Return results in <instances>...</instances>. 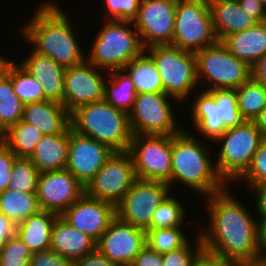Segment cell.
<instances>
[{
  "label": "cell",
  "instance_id": "cell-1",
  "mask_svg": "<svg viewBox=\"0 0 266 266\" xmlns=\"http://www.w3.org/2000/svg\"><path fill=\"white\" fill-rule=\"evenodd\" d=\"M230 190L228 186L205 197L209 222L198 232L204 252L229 263L262 260L259 219L253 218Z\"/></svg>",
  "mask_w": 266,
  "mask_h": 266
},
{
  "label": "cell",
  "instance_id": "cell-2",
  "mask_svg": "<svg viewBox=\"0 0 266 266\" xmlns=\"http://www.w3.org/2000/svg\"><path fill=\"white\" fill-rule=\"evenodd\" d=\"M69 19L57 3L46 2L40 4L30 22L21 25L20 35L34 52L50 57L64 68L78 65L86 60V55Z\"/></svg>",
  "mask_w": 266,
  "mask_h": 266
},
{
  "label": "cell",
  "instance_id": "cell-3",
  "mask_svg": "<svg viewBox=\"0 0 266 266\" xmlns=\"http://www.w3.org/2000/svg\"><path fill=\"white\" fill-rule=\"evenodd\" d=\"M205 144V140L189 134L186 127L172 135L171 190L180 182L182 187L185 185L196 194L207 197L228 187L218 175L212 153Z\"/></svg>",
  "mask_w": 266,
  "mask_h": 266
},
{
  "label": "cell",
  "instance_id": "cell-4",
  "mask_svg": "<svg viewBox=\"0 0 266 266\" xmlns=\"http://www.w3.org/2000/svg\"><path fill=\"white\" fill-rule=\"evenodd\" d=\"M73 131L107 145L114 152H126L132 139L129 116L105 100L82 105L70 114Z\"/></svg>",
  "mask_w": 266,
  "mask_h": 266
},
{
  "label": "cell",
  "instance_id": "cell-5",
  "mask_svg": "<svg viewBox=\"0 0 266 266\" xmlns=\"http://www.w3.org/2000/svg\"><path fill=\"white\" fill-rule=\"evenodd\" d=\"M86 60L104 72L123 69L145 49L133 22L104 20Z\"/></svg>",
  "mask_w": 266,
  "mask_h": 266
},
{
  "label": "cell",
  "instance_id": "cell-6",
  "mask_svg": "<svg viewBox=\"0 0 266 266\" xmlns=\"http://www.w3.org/2000/svg\"><path fill=\"white\" fill-rule=\"evenodd\" d=\"M266 138L254 121H244L237 127L228 128L214 141L219 142L215 166L223 181L235 183L249 168L258 147Z\"/></svg>",
  "mask_w": 266,
  "mask_h": 266
},
{
  "label": "cell",
  "instance_id": "cell-7",
  "mask_svg": "<svg viewBox=\"0 0 266 266\" xmlns=\"http://www.w3.org/2000/svg\"><path fill=\"white\" fill-rule=\"evenodd\" d=\"M145 51L156 64L164 93L177 99L179 104L189 101L198 86L195 53L173 45H155Z\"/></svg>",
  "mask_w": 266,
  "mask_h": 266
},
{
  "label": "cell",
  "instance_id": "cell-8",
  "mask_svg": "<svg viewBox=\"0 0 266 266\" xmlns=\"http://www.w3.org/2000/svg\"><path fill=\"white\" fill-rule=\"evenodd\" d=\"M217 42L209 0H177L172 45L196 53Z\"/></svg>",
  "mask_w": 266,
  "mask_h": 266
},
{
  "label": "cell",
  "instance_id": "cell-9",
  "mask_svg": "<svg viewBox=\"0 0 266 266\" xmlns=\"http://www.w3.org/2000/svg\"><path fill=\"white\" fill-rule=\"evenodd\" d=\"M195 57L198 84L204 83L203 80L210 83V86L206 84V91L236 89L251 78V67L220 41L197 51Z\"/></svg>",
  "mask_w": 266,
  "mask_h": 266
},
{
  "label": "cell",
  "instance_id": "cell-10",
  "mask_svg": "<svg viewBox=\"0 0 266 266\" xmlns=\"http://www.w3.org/2000/svg\"><path fill=\"white\" fill-rule=\"evenodd\" d=\"M127 152L137 179L166 182L171 188L172 136L132 135Z\"/></svg>",
  "mask_w": 266,
  "mask_h": 266
},
{
  "label": "cell",
  "instance_id": "cell-11",
  "mask_svg": "<svg viewBox=\"0 0 266 266\" xmlns=\"http://www.w3.org/2000/svg\"><path fill=\"white\" fill-rule=\"evenodd\" d=\"M171 99L179 102L165 93L137 94L128 113L132 135L172 136L181 132L184 128L178 126Z\"/></svg>",
  "mask_w": 266,
  "mask_h": 266
},
{
  "label": "cell",
  "instance_id": "cell-12",
  "mask_svg": "<svg viewBox=\"0 0 266 266\" xmlns=\"http://www.w3.org/2000/svg\"><path fill=\"white\" fill-rule=\"evenodd\" d=\"M136 180L129 153L114 152L85 186V194L116 207Z\"/></svg>",
  "mask_w": 266,
  "mask_h": 266
},
{
  "label": "cell",
  "instance_id": "cell-13",
  "mask_svg": "<svg viewBox=\"0 0 266 266\" xmlns=\"http://www.w3.org/2000/svg\"><path fill=\"white\" fill-rule=\"evenodd\" d=\"M166 182L137 179L116 206V216L125 223L148 230L153 213L170 194Z\"/></svg>",
  "mask_w": 266,
  "mask_h": 266
},
{
  "label": "cell",
  "instance_id": "cell-14",
  "mask_svg": "<svg viewBox=\"0 0 266 266\" xmlns=\"http://www.w3.org/2000/svg\"><path fill=\"white\" fill-rule=\"evenodd\" d=\"M177 0H141L134 27L144 49L172 45Z\"/></svg>",
  "mask_w": 266,
  "mask_h": 266
},
{
  "label": "cell",
  "instance_id": "cell-15",
  "mask_svg": "<svg viewBox=\"0 0 266 266\" xmlns=\"http://www.w3.org/2000/svg\"><path fill=\"white\" fill-rule=\"evenodd\" d=\"M101 70L87 60L66 68L63 105L70 114L82 105L104 100L108 72L103 75Z\"/></svg>",
  "mask_w": 266,
  "mask_h": 266
},
{
  "label": "cell",
  "instance_id": "cell-16",
  "mask_svg": "<svg viewBox=\"0 0 266 266\" xmlns=\"http://www.w3.org/2000/svg\"><path fill=\"white\" fill-rule=\"evenodd\" d=\"M146 245V231L117 216L96 242V249L116 266H129Z\"/></svg>",
  "mask_w": 266,
  "mask_h": 266
},
{
  "label": "cell",
  "instance_id": "cell-17",
  "mask_svg": "<svg viewBox=\"0 0 266 266\" xmlns=\"http://www.w3.org/2000/svg\"><path fill=\"white\" fill-rule=\"evenodd\" d=\"M85 193V187L65 168L41 172L36 196L41 210L61 215Z\"/></svg>",
  "mask_w": 266,
  "mask_h": 266
},
{
  "label": "cell",
  "instance_id": "cell-18",
  "mask_svg": "<svg viewBox=\"0 0 266 266\" xmlns=\"http://www.w3.org/2000/svg\"><path fill=\"white\" fill-rule=\"evenodd\" d=\"M114 153L107 145L77 134L69 127L66 169L85 187Z\"/></svg>",
  "mask_w": 266,
  "mask_h": 266
},
{
  "label": "cell",
  "instance_id": "cell-19",
  "mask_svg": "<svg viewBox=\"0 0 266 266\" xmlns=\"http://www.w3.org/2000/svg\"><path fill=\"white\" fill-rule=\"evenodd\" d=\"M60 216L97 242L108 229L109 223L116 217V207L84 193Z\"/></svg>",
  "mask_w": 266,
  "mask_h": 266
},
{
  "label": "cell",
  "instance_id": "cell-20",
  "mask_svg": "<svg viewBox=\"0 0 266 266\" xmlns=\"http://www.w3.org/2000/svg\"><path fill=\"white\" fill-rule=\"evenodd\" d=\"M19 63L41 85L47 100L63 104L66 68L50 57L40 55L33 50Z\"/></svg>",
  "mask_w": 266,
  "mask_h": 266
},
{
  "label": "cell",
  "instance_id": "cell-21",
  "mask_svg": "<svg viewBox=\"0 0 266 266\" xmlns=\"http://www.w3.org/2000/svg\"><path fill=\"white\" fill-rule=\"evenodd\" d=\"M50 249L74 263L95 251L96 241L59 215L52 228Z\"/></svg>",
  "mask_w": 266,
  "mask_h": 266
},
{
  "label": "cell",
  "instance_id": "cell-22",
  "mask_svg": "<svg viewBox=\"0 0 266 266\" xmlns=\"http://www.w3.org/2000/svg\"><path fill=\"white\" fill-rule=\"evenodd\" d=\"M22 120L35 125L44 135H58L71 126L65 106L51 100L25 104Z\"/></svg>",
  "mask_w": 266,
  "mask_h": 266
},
{
  "label": "cell",
  "instance_id": "cell-23",
  "mask_svg": "<svg viewBox=\"0 0 266 266\" xmlns=\"http://www.w3.org/2000/svg\"><path fill=\"white\" fill-rule=\"evenodd\" d=\"M213 29L218 41L226 36L244 31L258 22L247 14L237 0H209Z\"/></svg>",
  "mask_w": 266,
  "mask_h": 266
},
{
  "label": "cell",
  "instance_id": "cell-24",
  "mask_svg": "<svg viewBox=\"0 0 266 266\" xmlns=\"http://www.w3.org/2000/svg\"><path fill=\"white\" fill-rule=\"evenodd\" d=\"M221 42L233 55L252 67L266 54V22L230 34Z\"/></svg>",
  "mask_w": 266,
  "mask_h": 266
},
{
  "label": "cell",
  "instance_id": "cell-25",
  "mask_svg": "<svg viewBox=\"0 0 266 266\" xmlns=\"http://www.w3.org/2000/svg\"><path fill=\"white\" fill-rule=\"evenodd\" d=\"M69 152V128L58 135H44L29 158L41 172L66 168Z\"/></svg>",
  "mask_w": 266,
  "mask_h": 266
},
{
  "label": "cell",
  "instance_id": "cell-26",
  "mask_svg": "<svg viewBox=\"0 0 266 266\" xmlns=\"http://www.w3.org/2000/svg\"><path fill=\"white\" fill-rule=\"evenodd\" d=\"M59 214L40 210L16 225V235L32 253L50 249L54 222Z\"/></svg>",
  "mask_w": 266,
  "mask_h": 266
},
{
  "label": "cell",
  "instance_id": "cell-27",
  "mask_svg": "<svg viewBox=\"0 0 266 266\" xmlns=\"http://www.w3.org/2000/svg\"><path fill=\"white\" fill-rule=\"evenodd\" d=\"M192 108V123L195 130L204 137L203 140L210 139V142L221 136L227 129L224 121H220L219 107L210 91L203 90L195 97Z\"/></svg>",
  "mask_w": 266,
  "mask_h": 266
},
{
  "label": "cell",
  "instance_id": "cell-28",
  "mask_svg": "<svg viewBox=\"0 0 266 266\" xmlns=\"http://www.w3.org/2000/svg\"><path fill=\"white\" fill-rule=\"evenodd\" d=\"M131 77L137 94L164 93L163 83L152 57L144 50L123 68Z\"/></svg>",
  "mask_w": 266,
  "mask_h": 266
},
{
  "label": "cell",
  "instance_id": "cell-29",
  "mask_svg": "<svg viewBox=\"0 0 266 266\" xmlns=\"http://www.w3.org/2000/svg\"><path fill=\"white\" fill-rule=\"evenodd\" d=\"M136 95L134 83L124 69L108 72L104 91V100L108 104L129 113L133 108Z\"/></svg>",
  "mask_w": 266,
  "mask_h": 266
},
{
  "label": "cell",
  "instance_id": "cell-30",
  "mask_svg": "<svg viewBox=\"0 0 266 266\" xmlns=\"http://www.w3.org/2000/svg\"><path fill=\"white\" fill-rule=\"evenodd\" d=\"M40 210L36 193L19 192L9 188L0 192V213L15 225Z\"/></svg>",
  "mask_w": 266,
  "mask_h": 266
},
{
  "label": "cell",
  "instance_id": "cell-31",
  "mask_svg": "<svg viewBox=\"0 0 266 266\" xmlns=\"http://www.w3.org/2000/svg\"><path fill=\"white\" fill-rule=\"evenodd\" d=\"M43 136L42 131L35 125L20 120L3 133L2 141L17 158H30Z\"/></svg>",
  "mask_w": 266,
  "mask_h": 266
},
{
  "label": "cell",
  "instance_id": "cell-32",
  "mask_svg": "<svg viewBox=\"0 0 266 266\" xmlns=\"http://www.w3.org/2000/svg\"><path fill=\"white\" fill-rule=\"evenodd\" d=\"M24 103L15 93L11 77L0 69V131L5 133L23 117Z\"/></svg>",
  "mask_w": 266,
  "mask_h": 266
},
{
  "label": "cell",
  "instance_id": "cell-33",
  "mask_svg": "<svg viewBox=\"0 0 266 266\" xmlns=\"http://www.w3.org/2000/svg\"><path fill=\"white\" fill-rule=\"evenodd\" d=\"M2 69L11 77L15 93L24 104L47 100L41 85L19 63L7 58Z\"/></svg>",
  "mask_w": 266,
  "mask_h": 266
},
{
  "label": "cell",
  "instance_id": "cell-34",
  "mask_svg": "<svg viewBox=\"0 0 266 266\" xmlns=\"http://www.w3.org/2000/svg\"><path fill=\"white\" fill-rule=\"evenodd\" d=\"M238 109L246 121H253L266 106V87L252 77L235 89Z\"/></svg>",
  "mask_w": 266,
  "mask_h": 266
},
{
  "label": "cell",
  "instance_id": "cell-35",
  "mask_svg": "<svg viewBox=\"0 0 266 266\" xmlns=\"http://www.w3.org/2000/svg\"><path fill=\"white\" fill-rule=\"evenodd\" d=\"M177 196L169 194L153 213L149 229L182 227L186 216V207ZM185 207V208H184Z\"/></svg>",
  "mask_w": 266,
  "mask_h": 266
},
{
  "label": "cell",
  "instance_id": "cell-36",
  "mask_svg": "<svg viewBox=\"0 0 266 266\" xmlns=\"http://www.w3.org/2000/svg\"><path fill=\"white\" fill-rule=\"evenodd\" d=\"M183 227L146 230V245L159 254H164L183 247L190 239Z\"/></svg>",
  "mask_w": 266,
  "mask_h": 266
},
{
  "label": "cell",
  "instance_id": "cell-37",
  "mask_svg": "<svg viewBox=\"0 0 266 266\" xmlns=\"http://www.w3.org/2000/svg\"><path fill=\"white\" fill-rule=\"evenodd\" d=\"M40 172L29 158H16L8 188L19 192L36 193Z\"/></svg>",
  "mask_w": 266,
  "mask_h": 266
},
{
  "label": "cell",
  "instance_id": "cell-38",
  "mask_svg": "<svg viewBox=\"0 0 266 266\" xmlns=\"http://www.w3.org/2000/svg\"><path fill=\"white\" fill-rule=\"evenodd\" d=\"M210 92L216 100L220 121H224L226 129L237 127L245 121L238 109L235 89H213Z\"/></svg>",
  "mask_w": 266,
  "mask_h": 266
},
{
  "label": "cell",
  "instance_id": "cell-39",
  "mask_svg": "<svg viewBox=\"0 0 266 266\" xmlns=\"http://www.w3.org/2000/svg\"><path fill=\"white\" fill-rule=\"evenodd\" d=\"M195 240L194 246L188 241L183 247L162 254L163 266H194L195 262L204 253L199 233Z\"/></svg>",
  "mask_w": 266,
  "mask_h": 266
},
{
  "label": "cell",
  "instance_id": "cell-40",
  "mask_svg": "<svg viewBox=\"0 0 266 266\" xmlns=\"http://www.w3.org/2000/svg\"><path fill=\"white\" fill-rule=\"evenodd\" d=\"M32 252L15 234L0 251V266H29Z\"/></svg>",
  "mask_w": 266,
  "mask_h": 266
},
{
  "label": "cell",
  "instance_id": "cell-41",
  "mask_svg": "<svg viewBox=\"0 0 266 266\" xmlns=\"http://www.w3.org/2000/svg\"><path fill=\"white\" fill-rule=\"evenodd\" d=\"M106 6L105 20L133 22L138 15L141 0H103Z\"/></svg>",
  "mask_w": 266,
  "mask_h": 266
},
{
  "label": "cell",
  "instance_id": "cell-42",
  "mask_svg": "<svg viewBox=\"0 0 266 266\" xmlns=\"http://www.w3.org/2000/svg\"><path fill=\"white\" fill-rule=\"evenodd\" d=\"M238 180H244L248 187L266 181V139L258 147L249 168Z\"/></svg>",
  "mask_w": 266,
  "mask_h": 266
},
{
  "label": "cell",
  "instance_id": "cell-43",
  "mask_svg": "<svg viewBox=\"0 0 266 266\" xmlns=\"http://www.w3.org/2000/svg\"><path fill=\"white\" fill-rule=\"evenodd\" d=\"M17 156L3 142H0V192L5 191L11 181L12 167Z\"/></svg>",
  "mask_w": 266,
  "mask_h": 266
},
{
  "label": "cell",
  "instance_id": "cell-44",
  "mask_svg": "<svg viewBox=\"0 0 266 266\" xmlns=\"http://www.w3.org/2000/svg\"><path fill=\"white\" fill-rule=\"evenodd\" d=\"M29 266H73V263L52 249L32 253Z\"/></svg>",
  "mask_w": 266,
  "mask_h": 266
},
{
  "label": "cell",
  "instance_id": "cell-45",
  "mask_svg": "<svg viewBox=\"0 0 266 266\" xmlns=\"http://www.w3.org/2000/svg\"><path fill=\"white\" fill-rule=\"evenodd\" d=\"M129 266H163L162 254L145 245Z\"/></svg>",
  "mask_w": 266,
  "mask_h": 266
},
{
  "label": "cell",
  "instance_id": "cell-46",
  "mask_svg": "<svg viewBox=\"0 0 266 266\" xmlns=\"http://www.w3.org/2000/svg\"><path fill=\"white\" fill-rule=\"evenodd\" d=\"M240 7L258 23L266 22V6L262 0H237Z\"/></svg>",
  "mask_w": 266,
  "mask_h": 266
},
{
  "label": "cell",
  "instance_id": "cell-47",
  "mask_svg": "<svg viewBox=\"0 0 266 266\" xmlns=\"http://www.w3.org/2000/svg\"><path fill=\"white\" fill-rule=\"evenodd\" d=\"M73 266H116L102 255L97 249L92 253L76 260Z\"/></svg>",
  "mask_w": 266,
  "mask_h": 266
},
{
  "label": "cell",
  "instance_id": "cell-48",
  "mask_svg": "<svg viewBox=\"0 0 266 266\" xmlns=\"http://www.w3.org/2000/svg\"><path fill=\"white\" fill-rule=\"evenodd\" d=\"M252 192L256 193L255 196L257 197L256 205H254V209L256 210V214L259 217L266 216V181L261 182L258 184H254L250 187ZM254 190V191H253Z\"/></svg>",
  "mask_w": 266,
  "mask_h": 266
},
{
  "label": "cell",
  "instance_id": "cell-49",
  "mask_svg": "<svg viewBox=\"0 0 266 266\" xmlns=\"http://www.w3.org/2000/svg\"><path fill=\"white\" fill-rule=\"evenodd\" d=\"M16 233V225L0 213V251Z\"/></svg>",
  "mask_w": 266,
  "mask_h": 266
},
{
  "label": "cell",
  "instance_id": "cell-50",
  "mask_svg": "<svg viewBox=\"0 0 266 266\" xmlns=\"http://www.w3.org/2000/svg\"><path fill=\"white\" fill-rule=\"evenodd\" d=\"M251 77L266 87V54L251 67Z\"/></svg>",
  "mask_w": 266,
  "mask_h": 266
},
{
  "label": "cell",
  "instance_id": "cell-51",
  "mask_svg": "<svg viewBox=\"0 0 266 266\" xmlns=\"http://www.w3.org/2000/svg\"><path fill=\"white\" fill-rule=\"evenodd\" d=\"M194 266H230V263L204 252L195 262Z\"/></svg>",
  "mask_w": 266,
  "mask_h": 266
},
{
  "label": "cell",
  "instance_id": "cell-52",
  "mask_svg": "<svg viewBox=\"0 0 266 266\" xmlns=\"http://www.w3.org/2000/svg\"><path fill=\"white\" fill-rule=\"evenodd\" d=\"M259 221V244L263 256L266 254V216L258 218Z\"/></svg>",
  "mask_w": 266,
  "mask_h": 266
},
{
  "label": "cell",
  "instance_id": "cell-53",
  "mask_svg": "<svg viewBox=\"0 0 266 266\" xmlns=\"http://www.w3.org/2000/svg\"><path fill=\"white\" fill-rule=\"evenodd\" d=\"M253 121L261 134L266 138V106Z\"/></svg>",
  "mask_w": 266,
  "mask_h": 266
},
{
  "label": "cell",
  "instance_id": "cell-54",
  "mask_svg": "<svg viewBox=\"0 0 266 266\" xmlns=\"http://www.w3.org/2000/svg\"><path fill=\"white\" fill-rule=\"evenodd\" d=\"M230 266H266V262L262 259L256 262H237L230 263Z\"/></svg>",
  "mask_w": 266,
  "mask_h": 266
},
{
  "label": "cell",
  "instance_id": "cell-55",
  "mask_svg": "<svg viewBox=\"0 0 266 266\" xmlns=\"http://www.w3.org/2000/svg\"><path fill=\"white\" fill-rule=\"evenodd\" d=\"M7 58L4 57L3 55L0 54V69L2 68L3 64H4V61L6 60Z\"/></svg>",
  "mask_w": 266,
  "mask_h": 266
},
{
  "label": "cell",
  "instance_id": "cell-56",
  "mask_svg": "<svg viewBox=\"0 0 266 266\" xmlns=\"http://www.w3.org/2000/svg\"><path fill=\"white\" fill-rule=\"evenodd\" d=\"M3 139V133L0 131V142L2 141Z\"/></svg>",
  "mask_w": 266,
  "mask_h": 266
},
{
  "label": "cell",
  "instance_id": "cell-57",
  "mask_svg": "<svg viewBox=\"0 0 266 266\" xmlns=\"http://www.w3.org/2000/svg\"><path fill=\"white\" fill-rule=\"evenodd\" d=\"M263 260L266 262V254L263 256Z\"/></svg>",
  "mask_w": 266,
  "mask_h": 266
},
{
  "label": "cell",
  "instance_id": "cell-58",
  "mask_svg": "<svg viewBox=\"0 0 266 266\" xmlns=\"http://www.w3.org/2000/svg\"><path fill=\"white\" fill-rule=\"evenodd\" d=\"M263 1V4L266 6V0H262Z\"/></svg>",
  "mask_w": 266,
  "mask_h": 266
}]
</instances>
